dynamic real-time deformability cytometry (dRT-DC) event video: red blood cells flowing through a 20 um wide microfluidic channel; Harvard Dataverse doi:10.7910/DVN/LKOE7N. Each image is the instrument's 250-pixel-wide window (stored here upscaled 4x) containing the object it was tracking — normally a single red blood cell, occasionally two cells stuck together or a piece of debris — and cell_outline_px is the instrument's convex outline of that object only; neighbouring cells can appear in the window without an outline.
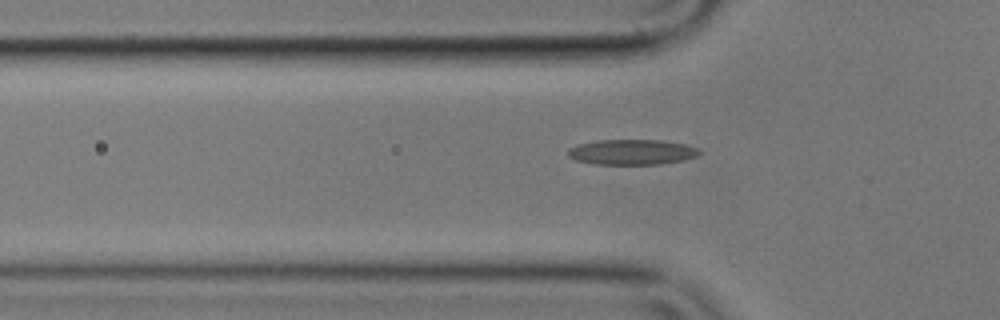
{"species": "common noctule bat (a hibernating species)", "species_latin": "Nyctalus noctula", "temperature_condition": "cold", "stored_images_in_passage": 41, "camera_frame_rate_fps": 3000, "um_per_image_px": 0.085, "animal": {"sex": "male", "body_mass_g": 17.9}, "frame": {"image": 1, "passage_image": 3, "time_ms": 0.667, "image_size_px": [1000, 320], "cell_outline_px": [[700, 152], [696, 156], [684, 160], [660, 164], [592, 164], [576, 160], [568, 156], [568, 148], [576, 144], [596, 140], [660, 140], [684, 144], [700, 148]], "centroid_in_image_um": [53.68, 12.92], "position_along_channel_um": 72.1, "area_um2": 19.48}}
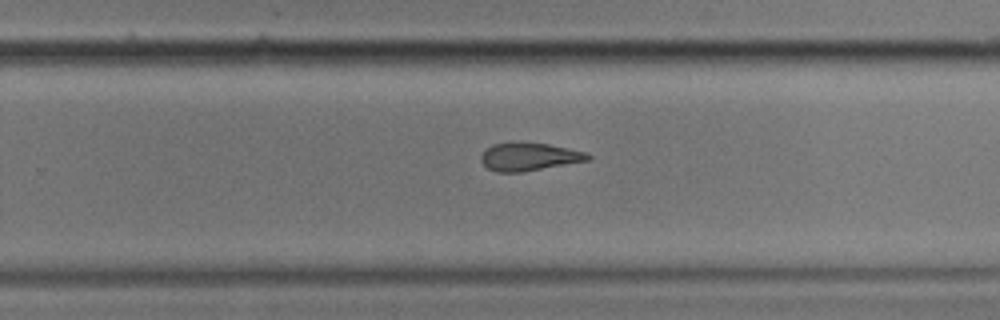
{"frame": {"image": 2, "passage_image": 21, "time_ms": 6.667, "image_size_px": [1000, 320], "cell_outline_px": [[592, 156], [588, 160], [520, 172], [496, 172], [488, 168], [480, 160], [480, 156], [492, 144], [512, 140], [548, 144], [588, 152]], "centroid_in_image_um": [44.94, 13.29], "position_along_channel_um": 284.9, "area_um2": 17.57}}
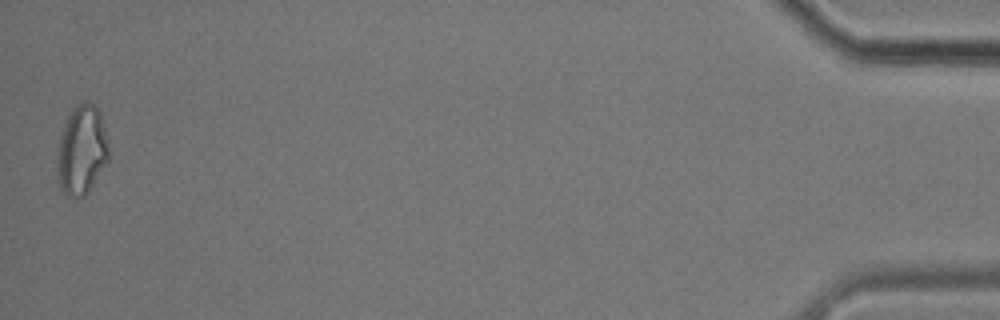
{"frame": {"image": 3, "passage_image": 41, "time_ms": 13.333, "image_size_px": [1000, 320], "cell_outline_px": [[108, 160], [88, 192], [84, 196], [76, 200], [68, 196], [60, 188], [56, 172], [56, 152], [60, 136], [64, 124], [72, 108], [76, 104], [84, 100], [88, 100], [100, 112], [108, 140]], "centroid_in_image_um": [6.91, 12.77], "position_along_channel_um": 428.3, "area_um2": 27.28}, "authors_computed_cell_mechanics": {"area_um2": 18.496, "velocity_mm_per_s": 3.5378, "shape_relaxation_time_tau1_ms": 6.3096, "shape_relaxation_time_tau2_ms": 3.9445, "deformation_change_tau1": 0.1499, "deformation_change_tau2": 0.134}}